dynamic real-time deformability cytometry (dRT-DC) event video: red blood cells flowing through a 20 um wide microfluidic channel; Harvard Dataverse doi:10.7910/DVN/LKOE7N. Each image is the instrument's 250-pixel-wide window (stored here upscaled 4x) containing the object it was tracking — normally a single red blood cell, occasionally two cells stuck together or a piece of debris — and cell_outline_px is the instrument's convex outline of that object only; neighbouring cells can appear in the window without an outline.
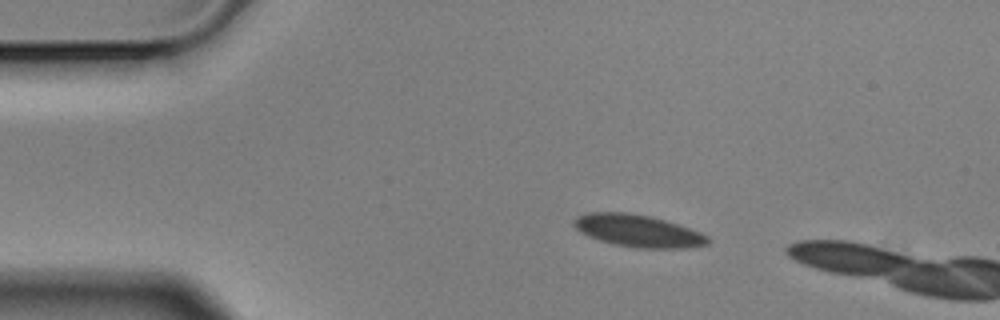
{"species": "Egyptian fruit bat (a non-hibernating species)", "species_latin": "Rousettus aegyptiacus", "temperature_condition": "cold", "stored_images_in_passage": 3, "camera_frame_rate_fps": 3000, "um_per_image_px": 0.085, "animal": {"sex": "male"}, "frame": {"image": 1, "passage_image": 1, "time_ms": 0.0, "image_size_px": [1000, 320], "cell_outline_px": [[712, 240], [708, 244], [692, 248], [636, 248], [612, 244], [588, 236], [580, 232], [572, 224], [572, 220], [576, 216], [588, 212], [624, 212], [648, 216], [664, 220], [700, 232], [708, 236]], "centroid_in_image_um": [54.21, 19.63], "position_along_channel_um": 30.8, "area_um2": 25.26}}